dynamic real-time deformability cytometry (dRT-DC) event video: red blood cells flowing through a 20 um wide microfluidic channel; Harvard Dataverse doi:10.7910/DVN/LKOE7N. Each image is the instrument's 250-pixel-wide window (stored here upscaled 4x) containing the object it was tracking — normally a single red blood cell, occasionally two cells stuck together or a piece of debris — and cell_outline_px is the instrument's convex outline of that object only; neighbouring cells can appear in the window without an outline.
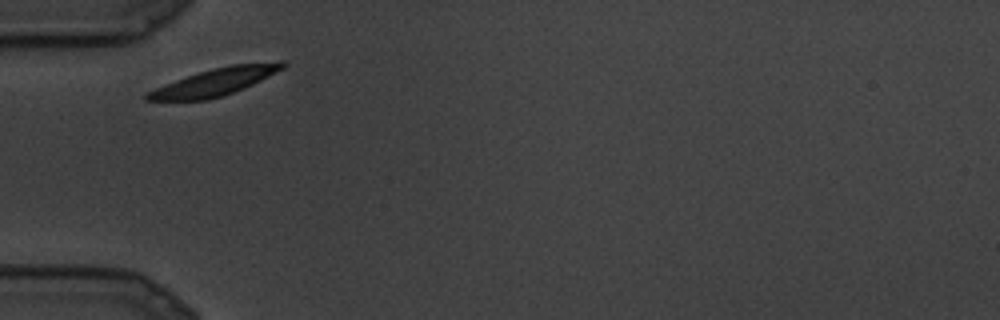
{"species": "common noctule bat (a hibernating species)", "species_latin": "Nyctalus noctula", "temperature_condition": "cold", "stored_images_in_passage": 15, "camera_frame_rate_fps": 3000, "um_per_image_px": 0.085, "animal": {"sex": "male", "body_mass_g": 19.5, "forearm_length_mm": 54.6}, "frame": {"image": 1, "passage_image": 1, "time_ms": 0.0, "image_size_px": [1000, 320], "cell_outline_px": [[288, 64], [284, 68], [252, 84], [232, 92], [220, 96], [204, 100], [144, 100], [144, 92], [176, 80], [200, 72], [232, 64], [280, 60], [284, 60]], "centroid_in_image_um": [18.29, 6.94], "position_along_channel_um": 66.7, "area_um2": 21.21}}
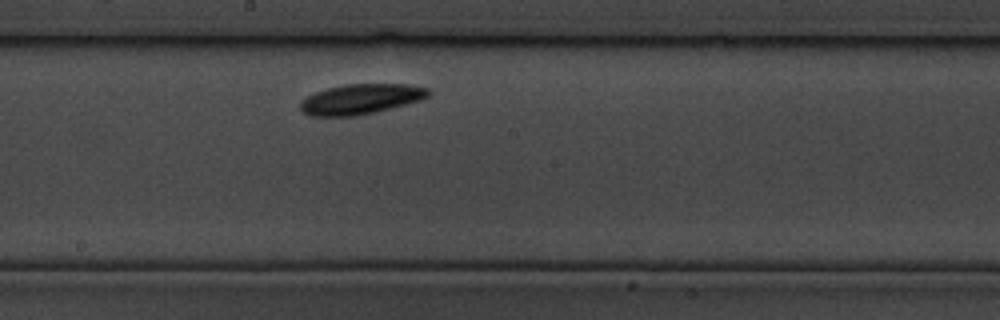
{"frame": {"image": 2, "passage_image": 8, "time_ms": 2.333, "image_size_px": [1000, 320], "cell_outline_px": [[432, 92], [428, 96], [420, 100], [376, 112], [356, 116], [308, 116], [300, 112], [300, 100], [316, 92], [328, 88], [344, 84], [408, 84], [428, 88]], "centroid_in_image_um": [30.64, 8.43], "position_along_channel_um": 217.6, "area_um2": 22.66}}
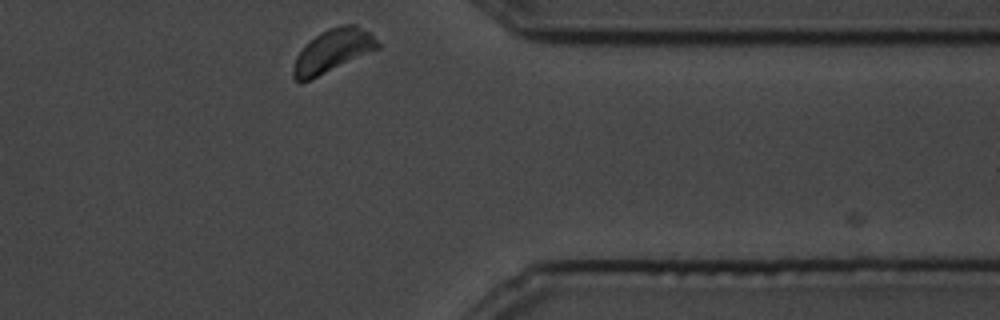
{"frame": {"image": 3, "passage_image": 15, "time_ms": 4.667, "image_size_px": [1000, 320], "cell_outline_px": [[380, 48], [312, 80], [300, 84], [292, 76], [292, 68], [296, 56], [320, 32], [328, 28], [344, 24], [356, 24], [368, 32], [380, 44]], "centroid_in_image_um": [28.27, 4.36], "position_along_channel_um": 383.1, "area_um2": 21.21}}